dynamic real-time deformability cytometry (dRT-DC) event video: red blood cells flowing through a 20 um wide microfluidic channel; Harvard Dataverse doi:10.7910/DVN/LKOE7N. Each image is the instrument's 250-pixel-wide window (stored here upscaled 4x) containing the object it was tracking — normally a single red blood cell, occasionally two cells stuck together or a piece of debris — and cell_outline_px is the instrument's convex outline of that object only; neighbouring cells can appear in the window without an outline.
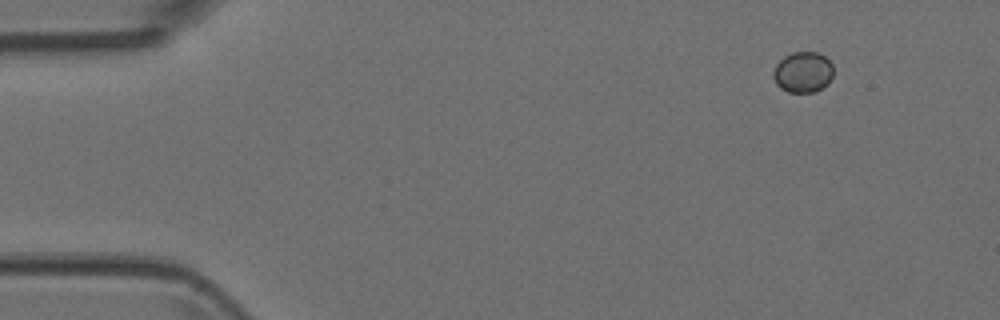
{"species": "Egyptian fruit bat (a non-hibernating species)", "species_latin": "Rousettus aegyptiacus", "temperature_condition": "room temperature", "stored_images_in_passage": 4, "camera_frame_rate_fps": 3000, "um_per_image_px": 0.085, "animal": {"sex": "female"}, "frame": {"image": 1, "passage_image": 1, "time_ms": 0.0, "image_size_px": [1000, 320], "cell_outline_px": [[832, 76], [828, 84], [816, 92], [788, 92], [780, 88], [776, 84], [772, 76], [772, 72], [776, 64], [784, 56], [792, 52], [816, 52], [824, 56], [832, 64]], "centroid_in_image_um": [68.23, 6.14], "position_along_channel_um": 16.8, "area_um2": 14.39}}
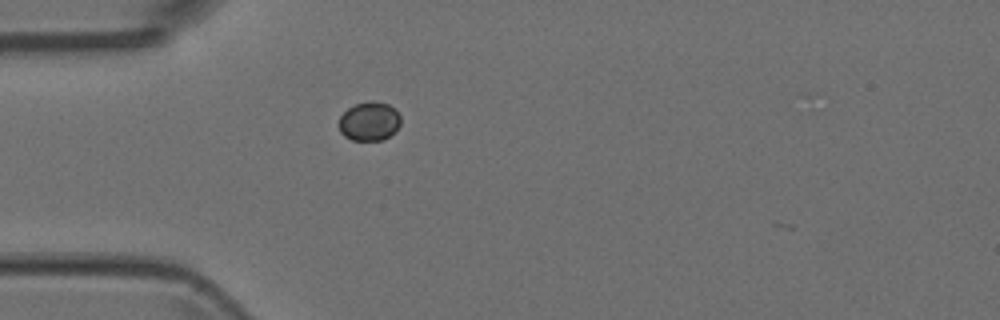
{"frame": {"image": 2, "passage_image": 4, "time_ms": 1.0, "image_size_px": [1000, 320], "cell_outline_px": [[400, 124], [396, 132], [384, 140], [352, 140], [344, 136], [340, 132], [340, 116], [348, 108], [356, 104], [368, 100], [372, 100], [388, 104], [400, 116]], "centroid_in_image_um": [31.4, 10.32], "position_along_channel_um": 53.6, "area_um2": 14.05}}